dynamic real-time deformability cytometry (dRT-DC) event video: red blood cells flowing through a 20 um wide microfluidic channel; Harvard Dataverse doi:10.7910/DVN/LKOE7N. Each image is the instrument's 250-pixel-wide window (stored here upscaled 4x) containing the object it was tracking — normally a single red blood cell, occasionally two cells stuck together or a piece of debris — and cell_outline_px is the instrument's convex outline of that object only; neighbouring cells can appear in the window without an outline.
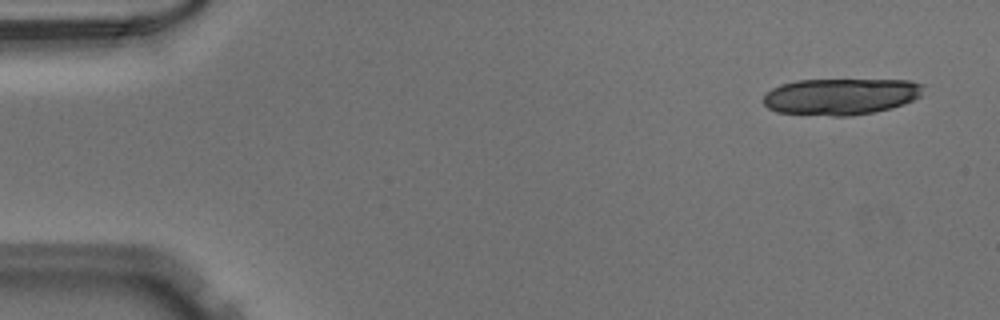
{"species": "Egyptian fruit bat (a non-hibernating species)", "species_latin": "Rousettus aegyptiacus", "temperature_condition": "warm", "stored_images_in_passage": 16, "camera_frame_rate_fps": 3000, "um_per_image_px": 0.085, "animal": {"sex": "male"}, "frame": {"image": 1, "passage_image": 1, "time_ms": 0.0, "image_size_px": [1000, 320], "cell_outline_px": [[924, 84], [920, 96], [904, 104], [892, 108], [852, 116], [832, 116], [776, 112], [768, 108], [764, 104], [764, 92], [780, 84], [796, 80], [908, 80]], "centroid_in_image_um": [71.44, 8.2], "position_along_channel_um": 13.6, "area_um2": 34.16}}